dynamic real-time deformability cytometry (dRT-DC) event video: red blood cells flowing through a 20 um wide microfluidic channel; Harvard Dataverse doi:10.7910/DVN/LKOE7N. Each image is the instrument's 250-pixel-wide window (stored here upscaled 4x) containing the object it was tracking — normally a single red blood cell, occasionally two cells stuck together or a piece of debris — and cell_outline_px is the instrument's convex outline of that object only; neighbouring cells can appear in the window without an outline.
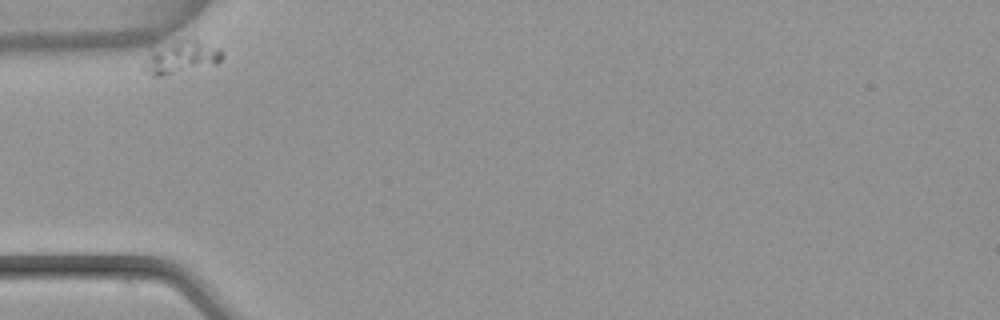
{"species": "common noctule bat (a hibernating species)", "species_latin": "Nyctalus noctula", "temperature_condition": "warm", "stored_images_in_passage": 35, "camera_frame_rate_fps": 3000, "um_per_image_px": 0.085, "animal": {"sex": "female", "body_mass_g": 22.7, "forearm_length_mm": 54.2}, "frame": {"image": 1, "passage_image": 1, "time_ms": 0.0, "image_size_px": [1000, 320], "cell_outline_px": [[224, 56], [216, 64], [160, 76], [152, 76], [144, 68], [144, 64], [148, 48], [152, 36], [196, 40], [220, 48], [224, 52]], "centroid_in_image_um": [15.23, 4.73], "position_along_channel_um": 69.8, "area_um2": 16.36}}
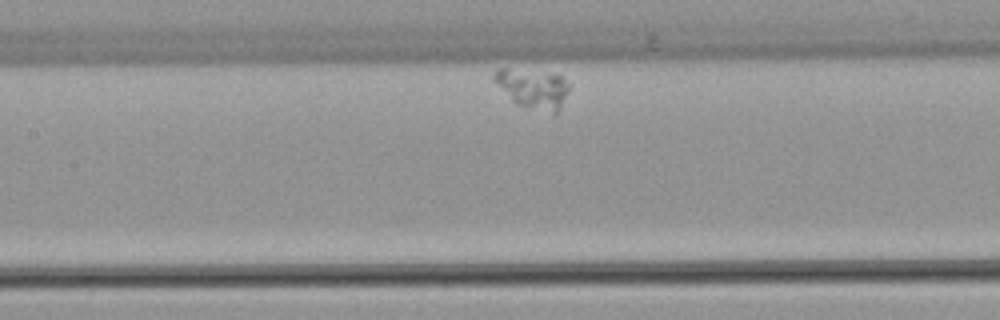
{"frame": {"image": 2, "passage_image": 12, "time_ms": 3.667, "image_size_px": [1000, 320], "cell_outline_px": [[568, 88], [560, 108], [556, 112], [552, 112], [516, 104], [512, 100], [492, 76], [500, 68], [504, 68], [560, 76], [568, 84]], "centroid_in_image_um": [45.29, 7.53], "position_along_channel_um": 162.1, "area_um2": 15.95}}
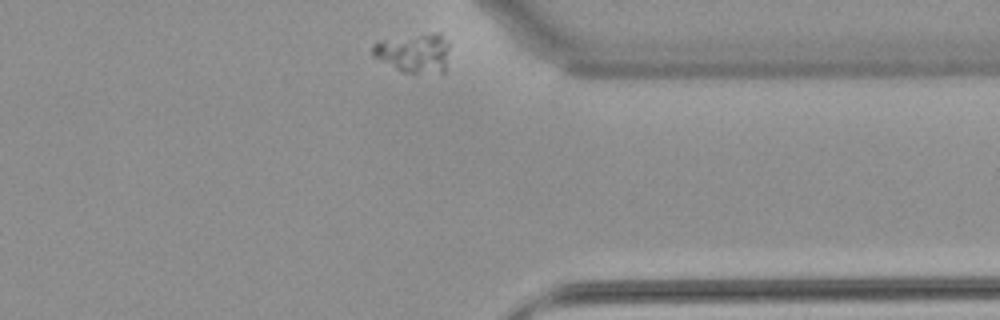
{"frame": {"image": 3, "passage_image": 35, "time_ms": 11.333, "image_size_px": [1000, 320], "cell_outline_px": [[448, 48], [444, 72], [400, 72], [372, 56], [372, 44], [380, 40], [432, 32], [440, 32], [448, 40]], "centroid_in_image_um": [35.16, 4.47], "position_along_channel_um": 376.2, "area_um2": 17.69}}